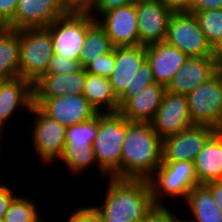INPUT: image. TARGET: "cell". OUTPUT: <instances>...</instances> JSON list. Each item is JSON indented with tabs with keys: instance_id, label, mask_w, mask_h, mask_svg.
<instances>
[{
	"instance_id": "5b68a950",
	"label": "cell",
	"mask_w": 222,
	"mask_h": 222,
	"mask_svg": "<svg viewBox=\"0 0 222 222\" xmlns=\"http://www.w3.org/2000/svg\"><path fill=\"white\" fill-rule=\"evenodd\" d=\"M53 56V41L46 27L20 29V77L36 83L46 74Z\"/></svg>"
},
{
	"instance_id": "f6af8a7d",
	"label": "cell",
	"mask_w": 222,
	"mask_h": 222,
	"mask_svg": "<svg viewBox=\"0 0 222 222\" xmlns=\"http://www.w3.org/2000/svg\"><path fill=\"white\" fill-rule=\"evenodd\" d=\"M3 136H4V134H0V155H1V153H2V148H3V146H2V142H3V140H4V138H3ZM3 139V140H2Z\"/></svg>"
},
{
	"instance_id": "836d02e7",
	"label": "cell",
	"mask_w": 222,
	"mask_h": 222,
	"mask_svg": "<svg viewBox=\"0 0 222 222\" xmlns=\"http://www.w3.org/2000/svg\"><path fill=\"white\" fill-rule=\"evenodd\" d=\"M164 205H153L140 222H177L178 216Z\"/></svg>"
},
{
	"instance_id": "bcb514c9",
	"label": "cell",
	"mask_w": 222,
	"mask_h": 222,
	"mask_svg": "<svg viewBox=\"0 0 222 222\" xmlns=\"http://www.w3.org/2000/svg\"><path fill=\"white\" fill-rule=\"evenodd\" d=\"M177 222H194V221L191 220L190 218L187 220V219H182V218L178 217V221Z\"/></svg>"
},
{
	"instance_id": "7402d4cb",
	"label": "cell",
	"mask_w": 222,
	"mask_h": 222,
	"mask_svg": "<svg viewBox=\"0 0 222 222\" xmlns=\"http://www.w3.org/2000/svg\"><path fill=\"white\" fill-rule=\"evenodd\" d=\"M193 162L200 185L222 180V130L206 141Z\"/></svg>"
},
{
	"instance_id": "74e56055",
	"label": "cell",
	"mask_w": 222,
	"mask_h": 222,
	"mask_svg": "<svg viewBox=\"0 0 222 222\" xmlns=\"http://www.w3.org/2000/svg\"><path fill=\"white\" fill-rule=\"evenodd\" d=\"M68 12L87 13L94 5L95 0H62Z\"/></svg>"
},
{
	"instance_id": "44dd1931",
	"label": "cell",
	"mask_w": 222,
	"mask_h": 222,
	"mask_svg": "<svg viewBox=\"0 0 222 222\" xmlns=\"http://www.w3.org/2000/svg\"><path fill=\"white\" fill-rule=\"evenodd\" d=\"M165 90V86L152 83L129 98L118 112L131 122L151 123L161 105Z\"/></svg>"
},
{
	"instance_id": "ee69618b",
	"label": "cell",
	"mask_w": 222,
	"mask_h": 222,
	"mask_svg": "<svg viewBox=\"0 0 222 222\" xmlns=\"http://www.w3.org/2000/svg\"><path fill=\"white\" fill-rule=\"evenodd\" d=\"M153 1H156V0H132V3L137 5V4L153 2Z\"/></svg>"
},
{
	"instance_id": "7bdbcfd3",
	"label": "cell",
	"mask_w": 222,
	"mask_h": 222,
	"mask_svg": "<svg viewBox=\"0 0 222 222\" xmlns=\"http://www.w3.org/2000/svg\"><path fill=\"white\" fill-rule=\"evenodd\" d=\"M211 58L216 68L222 71V39L212 46Z\"/></svg>"
},
{
	"instance_id": "7c38bea8",
	"label": "cell",
	"mask_w": 222,
	"mask_h": 222,
	"mask_svg": "<svg viewBox=\"0 0 222 222\" xmlns=\"http://www.w3.org/2000/svg\"><path fill=\"white\" fill-rule=\"evenodd\" d=\"M67 13L62 0H18L14 18L6 27L15 30L48 27Z\"/></svg>"
},
{
	"instance_id": "8d00e7d4",
	"label": "cell",
	"mask_w": 222,
	"mask_h": 222,
	"mask_svg": "<svg viewBox=\"0 0 222 222\" xmlns=\"http://www.w3.org/2000/svg\"><path fill=\"white\" fill-rule=\"evenodd\" d=\"M19 194H16L14 189L0 182V219H3L4 215L9 209L13 199Z\"/></svg>"
},
{
	"instance_id": "60d3db41",
	"label": "cell",
	"mask_w": 222,
	"mask_h": 222,
	"mask_svg": "<svg viewBox=\"0 0 222 222\" xmlns=\"http://www.w3.org/2000/svg\"><path fill=\"white\" fill-rule=\"evenodd\" d=\"M204 186L211 192L222 213V180L212 181L204 184Z\"/></svg>"
},
{
	"instance_id": "ac0fdd59",
	"label": "cell",
	"mask_w": 222,
	"mask_h": 222,
	"mask_svg": "<svg viewBox=\"0 0 222 222\" xmlns=\"http://www.w3.org/2000/svg\"><path fill=\"white\" fill-rule=\"evenodd\" d=\"M218 71L211 56L189 57L174 74L166 90L187 95L212 78Z\"/></svg>"
},
{
	"instance_id": "cb8c5ba5",
	"label": "cell",
	"mask_w": 222,
	"mask_h": 222,
	"mask_svg": "<svg viewBox=\"0 0 222 222\" xmlns=\"http://www.w3.org/2000/svg\"><path fill=\"white\" fill-rule=\"evenodd\" d=\"M20 30L0 29V79L19 76Z\"/></svg>"
},
{
	"instance_id": "8992f818",
	"label": "cell",
	"mask_w": 222,
	"mask_h": 222,
	"mask_svg": "<svg viewBox=\"0 0 222 222\" xmlns=\"http://www.w3.org/2000/svg\"><path fill=\"white\" fill-rule=\"evenodd\" d=\"M34 117L32 128H28L27 132H31L30 142L33 143V150L38 156L39 162L50 166L57 164V160L62 157L65 148L66 127L58 123L54 119L45 115L36 105L33 104L29 115ZM34 125V126H33ZM31 129V131H30ZM54 162V163H53Z\"/></svg>"
},
{
	"instance_id": "d4e9b609",
	"label": "cell",
	"mask_w": 222,
	"mask_h": 222,
	"mask_svg": "<svg viewBox=\"0 0 222 222\" xmlns=\"http://www.w3.org/2000/svg\"><path fill=\"white\" fill-rule=\"evenodd\" d=\"M185 204L190 209L194 222H222V213L211 192L204 186L194 187L188 194Z\"/></svg>"
},
{
	"instance_id": "2e32d148",
	"label": "cell",
	"mask_w": 222,
	"mask_h": 222,
	"mask_svg": "<svg viewBox=\"0 0 222 222\" xmlns=\"http://www.w3.org/2000/svg\"><path fill=\"white\" fill-rule=\"evenodd\" d=\"M34 104L33 84L18 76L0 83V127L5 131L16 111L30 112ZM9 121V122H8ZM7 127V128H5Z\"/></svg>"
},
{
	"instance_id": "52a82bcc",
	"label": "cell",
	"mask_w": 222,
	"mask_h": 222,
	"mask_svg": "<svg viewBox=\"0 0 222 222\" xmlns=\"http://www.w3.org/2000/svg\"><path fill=\"white\" fill-rule=\"evenodd\" d=\"M96 21L89 13L69 12L53 21L48 27L53 41L54 54L78 60L87 29Z\"/></svg>"
},
{
	"instance_id": "4fadbf2b",
	"label": "cell",
	"mask_w": 222,
	"mask_h": 222,
	"mask_svg": "<svg viewBox=\"0 0 222 222\" xmlns=\"http://www.w3.org/2000/svg\"><path fill=\"white\" fill-rule=\"evenodd\" d=\"M151 124L162 140L194 125L186 95L165 90L161 105Z\"/></svg>"
},
{
	"instance_id": "681fc988",
	"label": "cell",
	"mask_w": 222,
	"mask_h": 222,
	"mask_svg": "<svg viewBox=\"0 0 222 222\" xmlns=\"http://www.w3.org/2000/svg\"><path fill=\"white\" fill-rule=\"evenodd\" d=\"M4 132H6V131H4V130L0 127V134H5Z\"/></svg>"
},
{
	"instance_id": "4dcf8cb0",
	"label": "cell",
	"mask_w": 222,
	"mask_h": 222,
	"mask_svg": "<svg viewBox=\"0 0 222 222\" xmlns=\"http://www.w3.org/2000/svg\"><path fill=\"white\" fill-rule=\"evenodd\" d=\"M155 83L150 64L145 60L137 71L132 86L129 85L125 92L118 98L120 107L131 97L138 94L146 86Z\"/></svg>"
},
{
	"instance_id": "d6a6232c",
	"label": "cell",
	"mask_w": 222,
	"mask_h": 222,
	"mask_svg": "<svg viewBox=\"0 0 222 222\" xmlns=\"http://www.w3.org/2000/svg\"><path fill=\"white\" fill-rule=\"evenodd\" d=\"M81 68L78 60H72L54 54L51 58L46 74H64L77 71Z\"/></svg>"
},
{
	"instance_id": "f1b7e54d",
	"label": "cell",
	"mask_w": 222,
	"mask_h": 222,
	"mask_svg": "<svg viewBox=\"0 0 222 222\" xmlns=\"http://www.w3.org/2000/svg\"><path fill=\"white\" fill-rule=\"evenodd\" d=\"M99 127V113L88 121L66 129L65 147H93Z\"/></svg>"
},
{
	"instance_id": "e575fe53",
	"label": "cell",
	"mask_w": 222,
	"mask_h": 222,
	"mask_svg": "<svg viewBox=\"0 0 222 222\" xmlns=\"http://www.w3.org/2000/svg\"><path fill=\"white\" fill-rule=\"evenodd\" d=\"M66 222H101V217L93 205L87 204L72 211Z\"/></svg>"
},
{
	"instance_id": "f35d334b",
	"label": "cell",
	"mask_w": 222,
	"mask_h": 222,
	"mask_svg": "<svg viewBox=\"0 0 222 222\" xmlns=\"http://www.w3.org/2000/svg\"><path fill=\"white\" fill-rule=\"evenodd\" d=\"M18 0H0V21L6 26L13 18Z\"/></svg>"
},
{
	"instance_id": "8fae6325",
	"label": "cell",
	"mask_w": 222,
	"mask_h": 222,
	"mask_svg": "<svg viewBox=\"0 0 222 222\" xmlns=\"http://www.w3.org/2000/svg\"><path fill=\"white\" fill-rule=\"evenodd\" d=\"M216 131L211 126L194 124L178 134L164 138L162 161L193 162L206 141Z\"/></svg>"
},
{
	"instance_id": "30bf717a",
	"label": "cell",
	"mask_w": 222,
	"mask_h": 222,
	"mask_svg": "<svg viewBox=\"0 0 222 222\" xmlns=\"http://www.w3.org/2000/svg\"><path fill=\"white\" fill-rule=\"evenodd\" d=\"M34 105L66 128L88 121L98 114L84 95L34 98Z\"/></svg>"
},
{
	"instance_id": "9c48e42d",
	"label": "cell",
	"mask_w": 222,
	"mask_h": 222,
	"mask_svg": "<svg viewBox=\"0 0 222 222\" xmlns=\"http://www.w3.org/2000/svg\"><path fill=\"white\" fill-rule=\"evenodd\" d=\"M165 41L188 57L211 56L212 47L200 28L194 13L174 11L170 17Z\"/></svg>"
},
{
	"instance_id": "6da1fadb",
	"label": "cell",
	"mask_w": 222,
	"mask_h": 222,
	"mask_svg": "<svg viewBox=\"0 0 222 222\" xmlns=\"http://www.w3.org/2000/svg\"><path fill=\"white\" fill-rule=\"evenodd\" d=\"M163 140L148 122L126 118L122 145L121 179L147 180L161 165Z\"/></svg>"
},
{
	"instance_id": "83f0119b",
	"label": "cell",
	"mask_w": 222,
	"mask_h": 222,
	"mask_svg": "<svg viewBox=\"0 0 222 222\" xmlns=\"http://www.w3.org/2000/svg\"><path fill=\"white\" fill-rule=\"evenodd\" d=\"M68 171L72 174H83L92 168H95L97 162L95 159L93 147H65L62 157Z\"/></svg>"
},
{
	"instance_id": "3957f363",
	"label": "cell",
	"mask_w": 222,
	"mask_h": 222,
	"mask_svg": "<svg viewBox=\"0 0 222 222\" xmlns=\"http://www.w3.org/2000/svg\"><path fill=\"white\" fill-rule=\"evenodd\" d=\"M126 133V118L119 112L99 113L97 136L92 144L102 179H121L122 145Z\"/></svg>"
},
{
	"instance_id": "7dc6e473",
	"label": "cell",
	"mask_w": 222,
	"mask_h": 222,
	"mask_svg": "<svg viewBox=\"0 0 222 222\" xmlns=\"http://www.w3.org/2000/svg\"><path fill=\"white\" fill-rule=\"evenodd\" d=\"M101 222H119V221H113L112 219H101Z\"/></svg>"
},
{
	"instance_id": "5bb4252c",
	"label": "cell",
	"mask_w": 222,
	"mask_h": 222,
	"mask_svg": "<svg viewBox=\"0 0 222 222\" xmlns=\"http://www.w3.org/2000/svg\"><path fill=\"white\" fill-rule=\"evenodd\" d=\"M97 21L105 29L114 47L139 45L135 4L108 10Z\"/></svg>"
},
{
	"instance_id": "e0dca14e",
	"label": "cell",
	"mask_w": 222,
	"mask_h": 222,
	"mask_svg": "<svg viewBox=\"0 0 222 222\" xmlns=\"http://www.w3.org/2000/svg\"><path fill=\"white\" fill-rule=\"evenodd\" d=\"M146 60V46L115 47V65L109 81L114 94L119 98L129 85L132 86L135 75Z\"/></svg>"
},
{
	"instance_id": "484cf974",
	"label": "cell",
	"mask_w": 222,
	"mask_h": 222,
	"mask_svg": "<svg viewBox=\"0 0 222 222\" xmlns=\"http://www.w3.org/2000/svg\"><path fill=\"white\" fill-rule=\"evenodd\" d=\"M114 49L105 29L96 20L88 29L85 36L79 63L85 68L98 55L106 54Z\"/></svg>"
},
{
	"instance_id": "4316f807",
	"label": "cell",
	"mask_w": 222,
	"mask_h": 222,
	"mask_svg": "<svg viewBox=\"0 0 222 222\" xmlns=\"http://www.w3.org/2000/svg\"><path fill=\"white\" fill-rule=\"evenodd\" d=\"M37 203L28 196L17 195L3 217V222H43Z\"/></svg>"
},
{
	"instance_id": "277c9868",
	"label": "cell",
	"mask_w": 222,
	"mask_h": 222,
	"mask_svg": "<svg viewBox=\"0 0 222 222\" xmlns=\"http://www.w3.org/2000/svg\"><path fill=\"white\" fill-rule=\"evenodd\" d=\"M147 181L155 205H164L167 197L186 200L190 191L200 185L191 161H162Z\"/></svg>"
},
{
	"instance_id": "d6986e66",
	"label": "cell",
	"mask_w": 222,
	"mask_h": 222,
	"mask_svg": "<svg viewBox=\"0 0 222 222\" xmlns=\"http://www.w3.org/2000/svg\"><path fill=\"white\" fill-rule=\"evenodd\" d=\"M189 57L166 41L146 46V60L153 71L155 82L165 87Z\"/></svg>"
},
{
	"instance_id": "ab89813d",
	"label": "cell",
	"mask_w": 222,
	"mask_h": 222,
	"mask_svg": "<svg viewBox=\"0 0 222 222\" xmlns=\"http://www.w3.org/2000/svg\"><path fill=\"white\" fill-rule=\"evenodd\" d=\"M222 0H191L188 12L221 9Z\"/></svg>"
},
{
	"instance_id": "603a6c76",
	"label": "cell",
	"mask_w": 222,
	"mask_h": 222,
	"mask_svg": "<svg viewBox=\"0 0 222 222\" xmlns=\"http://www.w3.org/2000/svg\"><path fill=\"white\" fill-rule=\"evenodd\" d=\"M83 95L98 113H117L120 109L109 78L86 72Z\"/></svg>"
},
{
	"instance_id": "c3c4849f",
	"label": "cell",
	"mask_w": 222,
	"mask_h": 222,
	"mask_svg": "<svg viewBox=\"0 0 222 222\" xmlns=\"http://www.w3.org/2000/svg\"><path fill=\"white\" fill-rule=\"evenodd\" d=\"M6 27L1 21H0V29Z\"/></svg>"
},
{
	"instance_id": "1f68e13d",
	"label": "cell",
	"mask_w": 222,
	"mask_h": 222,
	"mask_svg": "<svg viewBox=\"0 0 222 222\" xmlns=\"http://www.w3.org/2000/svg\"><path fill=\"white\" fill-rule=\"evenodd\" d=\"M115 65V47L112 51L98 55L96 59L91 61L85 70L87 73L109 78Z\"/></svg>"
},
{
	"instance_id": "b9f144b4",
	"label": "cell",
	"mask_w": 222,
	"mask_h": 222,
	"mask_svg": "<svg viewBox=\"0 0 222 222\" xmlns=\"http://www.w3.org/2000/svg\"><path fill=\"white\" fill-rule=\"evenodd\" d=\"M173 11H188L191 0H161Z\"/></svg>"
},
{
	"instance_id": "d590c367",
	"label": "cell",
	"mask_w": 222,
	"mask_h": 222,
	"mask_svg": "<svg viewBox=\"0 0 222 222\" xmlns=\"http://www.w3.org/2000/svg\"><path fill=\"white\" fill-rule=\"evenodd\" d=\"M129 4H132V0H95L93 7L87 13L97 20L104 12Z\"/></svg>"
},
{
	"instance_id": "f546056e",
	"label": "cell",
	"mask_w": 222,
	"mask_h": 222,
	"mask_svg": "<svg viewBox=\"0 0 222 222\" xmlns=\"http://www.w3.org/2000/svg\"><path fill=\"white\" fill-rule=\"evenodd\" d=\"M191 13L197 18L211 47L222 39V8Z\"/></svg>"
},
{
	"instance_id": "9a60e30c",
	"label": "cell",
	"mask_w": 222,
	"mask_h": 222,
	"mask_svg": "<svg viewBox=\"0 0 222 222\" xmlns=\"http://www.w3.org/2000/svg\"><path fill=\"white\" fill-rule=\"evenodd\" d=\"M173 12L161 0L137 4L139 45L147 46L165 41Z\"/></svg>"
},
{
	"instance_id": "ffe728a7",
	"label": "cell",
	"mask_w": 222,
	"mask_h": 222,
	"mask_svg": "<svg viewBox=\"0 0 222 222\" xmlns=\"http://www.w3.org/2000/svg\"><path fill=\"white\" fill-rule=\"evenodd\" d=\"M86 70L64 74H45L33 84L34 98H54L62 95H83Z\"/></svg>"
},
{
	"instance_id": "7a4b0ae2",
	"label": "cell",
	"mask_w": 222,
	"mask_h": 222,
	"mask_svg": "<svg viewBox=\"0 0 222 222\" xmlns=\"http://www.w3.org/2000/svg\"><path fill=\"white\" fill-rule=\"evenodd\" d=\"M108 180V181H107ZM101 205H93L101 219L140 222L154 205L147 180L107 178Z\"/></svg>"
},
{
	"instance_id": "ba28073f",
	"label": "cell",
	"mask_w": 222,
	"mask_h": 222,
	"mask_svg": "<svg viewBox=\"0 0 222 222\" xmlns=\"http://www.w3.org/2000/svg\"><path fill=\"white\" fill-rule=\"evenodd\" d=\"M193 124L222 130V71L186 95Z\"/></svg>"
}]
</instances>
